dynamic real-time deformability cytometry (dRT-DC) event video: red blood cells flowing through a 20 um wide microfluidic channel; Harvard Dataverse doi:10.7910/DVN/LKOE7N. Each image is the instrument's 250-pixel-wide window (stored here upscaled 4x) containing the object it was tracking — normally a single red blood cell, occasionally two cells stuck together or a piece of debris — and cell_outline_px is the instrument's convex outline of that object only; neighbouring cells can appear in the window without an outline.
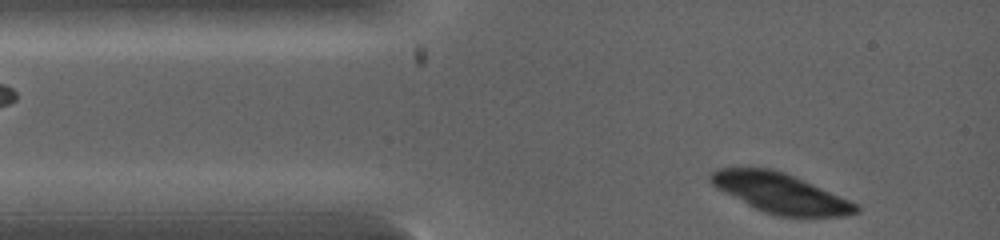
{"species": "common noctule bat (a hibernating species)", "species_latin": "Nyctalus noctula", "temperature_condition": "warm", "stored_images_in_passage": 6, "segment_of_instrument_passage": [2, 2], "camera_frame_rate_fps": 5000, "um_per_image_px": 0.085, "animal": {"sex": "female", "body_mass_g": 19.0, "forearm_length_mm": 53.3}, "frame": {"image": 1, "passage_image": 6, "time_ms": 2.6, "image_size_px": [1000, 240], "cell_outline_px": [[860, 212], [844, 216], [776, 216], [764, 212], [748, 204], [712, 184], [708, 180], [708, 176], [716, 168], [772, 168], [784, 172], [860, 204]], "centroid_in_image_um": [66.38, 16.41], "position_along_channel_um": 18.6, "area_um2": 33.29}}